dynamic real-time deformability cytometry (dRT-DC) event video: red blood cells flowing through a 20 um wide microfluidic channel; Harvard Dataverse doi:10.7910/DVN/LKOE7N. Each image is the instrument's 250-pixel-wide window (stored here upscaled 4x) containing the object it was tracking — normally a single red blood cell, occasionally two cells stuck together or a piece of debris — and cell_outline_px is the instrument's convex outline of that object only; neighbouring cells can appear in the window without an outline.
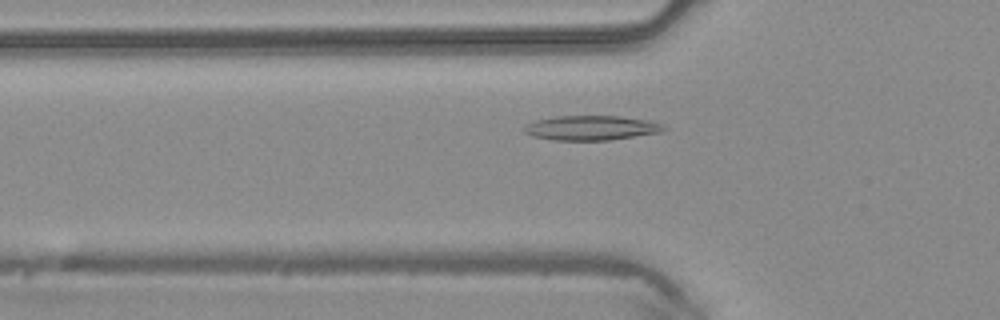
{"species": "common noctule bat (a hibernating species)", "species_latin": "Nyctalus noctula", "temperature_condition": "warm", "stored_images_in_passage": 42, "camera_frame_rate_fps": 3000, "um_per_image_px": 0.085, "animal": {"sex": "male", "body_mass_g": 20.4}, "frame": {"image": 1, "passage_image": 12, "time_ms": 3.667, "image_size_px": [1000, 320], "cell_outline_px": [[664, 128], [660, 132], [608, 140], [552, 140], [532, 136], [524, 132], [524, 128], [528, 124], [536, 120], [556, 116], [620, 116], [652, 120], [660, 124]], "centroid_in_image_um": [50.23, 10.86], "position_along_channel_um": 75.6, "area_um2": 19.83}}
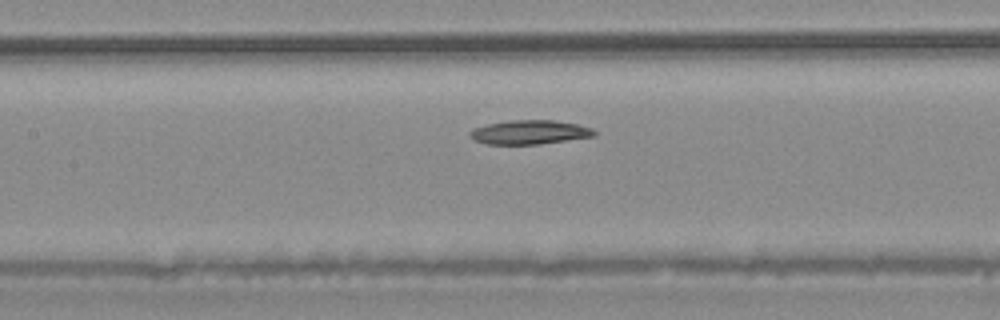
{"frame": {"image": 2, "passage_image": 18, "time_ms": 5.667, "image_size_px": [1000, 320], "cell_outline_px": [[596, 136], [540, 144], [488, 144], [476, 140], [468, 132], [472, 128], [488, 124], [508, 120], [552, 120], [576, 124], [592, 128], [596, 132]], "centroid_in_image_um": [45.03, 11.23], "position_along_channel_um": 162.4, "area_um2": 17.34}}
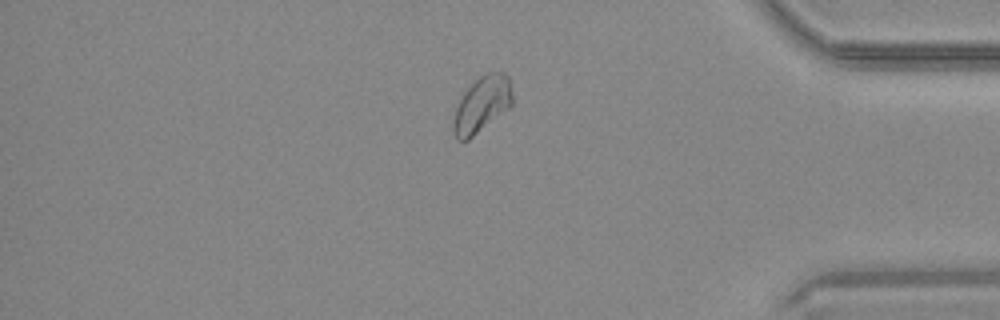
{"frame": {"image": 3, "passage_image": 36, "time_ms": 11.667, "image_size_px": [1000, 320], "cell_outline_px": [[512, 104], [508, 108], [468, 140], [456, 140], [452, 132], [452, 120], [456, 108], [464, 92], [480, 76], [488, 72], [504, 72], [508, 76], [512, 96]], "centroid_in_image_um": [40.93, 8.89], "position_along_channel_um": 394.3, "area_um2": 18.96}}